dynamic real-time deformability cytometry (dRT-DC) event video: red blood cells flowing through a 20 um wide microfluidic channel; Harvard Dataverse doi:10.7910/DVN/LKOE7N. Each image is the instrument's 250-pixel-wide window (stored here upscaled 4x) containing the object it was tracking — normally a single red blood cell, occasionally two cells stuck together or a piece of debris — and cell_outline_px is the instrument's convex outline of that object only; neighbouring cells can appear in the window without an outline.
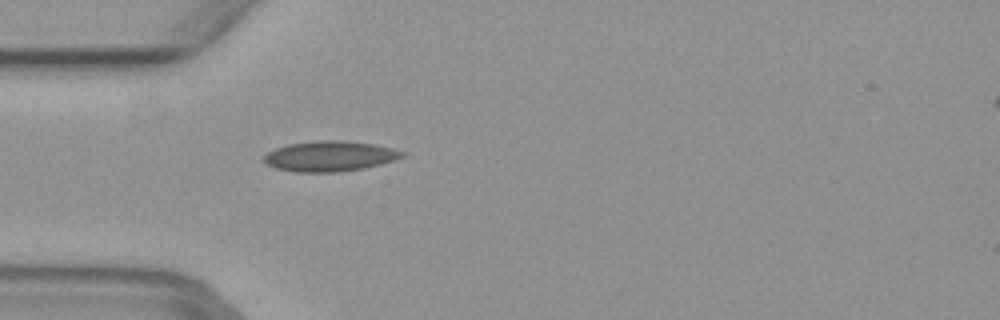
{"species": "common noctule bat (a hibernating species)", "species_latin": "Nyctalus noctula", "temperature_condition": "warm", "stored_images_in_passage": 9, "camera_frame_rate_fps": 3000, "um_per_image_px": 0.085, "animal": {"sex": "female", "body_mass_g": 29.2, "forearm_length_mm": 56.3}, "frame": {"image": 1, "passage_image": 5, "time_ms": 1.333, "image_size_px": [1000, 320], "cell_outline_px": [[404, 156], [380, 164], [364, 168], [336, 172], [296, 172], [276, 168], [268, 164], [264, 160], [264, 156], [268, 152], [276, 148], [288, 144], [320, 140], [344, 140], [376, 144], [392, 148], [404, 152]], "centroid_in_image_um": [28.04, 13.27], "position_along_channel_um": 57.0, "area_um2": 24.28}}